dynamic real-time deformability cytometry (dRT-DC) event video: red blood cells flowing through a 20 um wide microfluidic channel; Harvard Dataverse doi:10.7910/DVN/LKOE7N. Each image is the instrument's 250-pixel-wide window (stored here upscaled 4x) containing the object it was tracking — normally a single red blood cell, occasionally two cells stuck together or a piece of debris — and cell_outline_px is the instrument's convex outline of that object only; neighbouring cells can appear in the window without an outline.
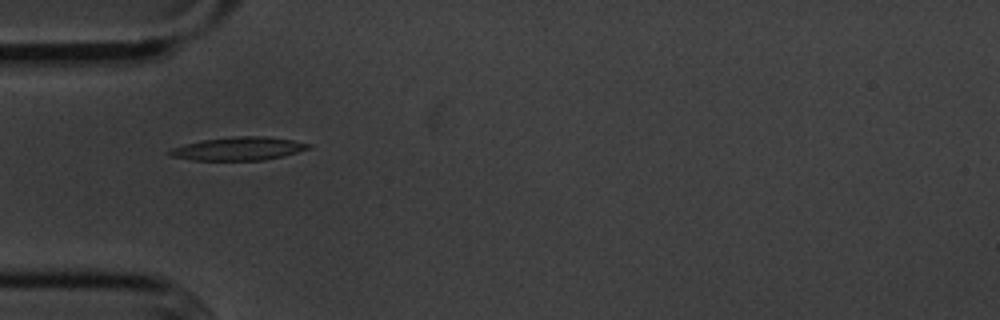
{"species": "common noctule bat (a hibernating species)", "species_latin": "Nyctalus noctula", "temperature_condition": "cold", "stored_images_in_passage": 6, "camera_frame_rate_fps": 3000, "um_per_image_px": 0.085, "animal": {"sex": "male", "body_mass_g": 20.1, "forearm_length_mm": 53.5}, "frame": {"image": 1, "passage_image": 2, "time_ms": 1.333, "image_size_px": [1000, 320], "cell_outline_px": [[312, 148], [284, 156], [264, 160], [192, 160], [172, 156], [168, 152], [172, 148], [184, 144], [204, 140], [236, 136], [264, 136], [292, 140], [312, 144]], "centroid_in_image_um": [20.33, 12.64], "position_along_channel_um": 64.7, "area_um2": 18.73}}
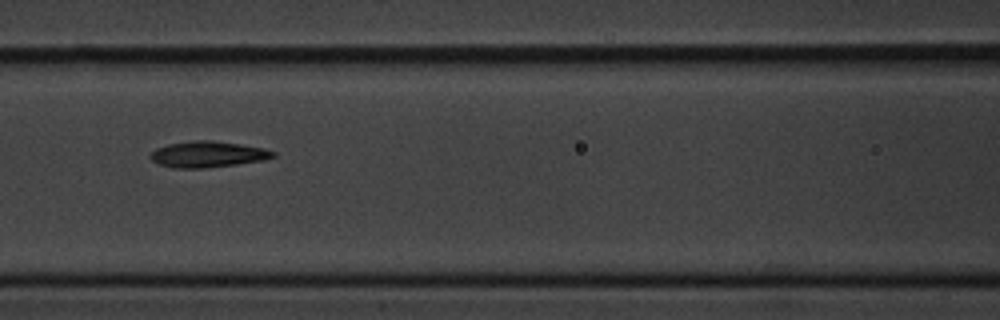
{"frame": {"image": 2, "passage_image": 4, "time_ms": 3.667, "image_size_px": [1000, 320], "cell_outline_px": [[276, 156], [264, 160], [236, 164], [200, 168], [172, 168], [160, 164], [152, 160], [148, 156], [156, 148], [168, 144], [192, 140], [212, 140], [240, 144], [264, 148], [276, 152]], "centroid_in_image_um": [17.66, 13.11], "position_along_channel_um": 148.9, "area_um2": 18.61}}
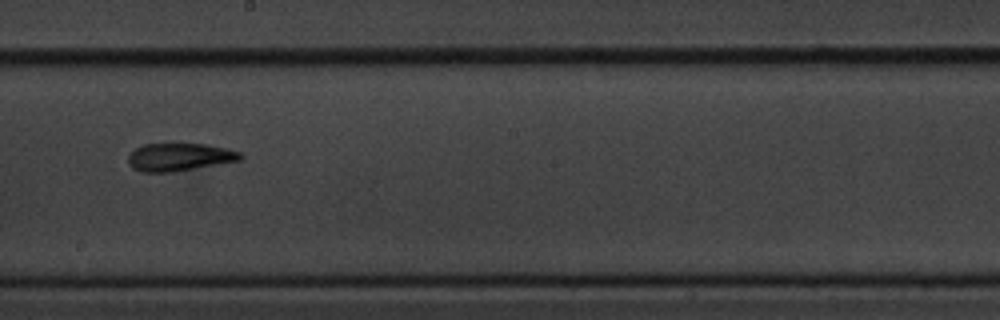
{"frame": {"image": 3, "passage_image": 6, "time_ms": 6.0, "image_size_px": [1000, 320], "cell_outline_px": [[244, 156], [240, 160], [172, 172], [140, 172], [132, 168], [128, 160], [128, 156], [136, 148], [144, 144], [208, 144], [228, 148], [240, 152]], "centroid_in_image_um": [15.26, 13.34], "position_along_channel_um": 232.9, "area_um2": 18.09}}